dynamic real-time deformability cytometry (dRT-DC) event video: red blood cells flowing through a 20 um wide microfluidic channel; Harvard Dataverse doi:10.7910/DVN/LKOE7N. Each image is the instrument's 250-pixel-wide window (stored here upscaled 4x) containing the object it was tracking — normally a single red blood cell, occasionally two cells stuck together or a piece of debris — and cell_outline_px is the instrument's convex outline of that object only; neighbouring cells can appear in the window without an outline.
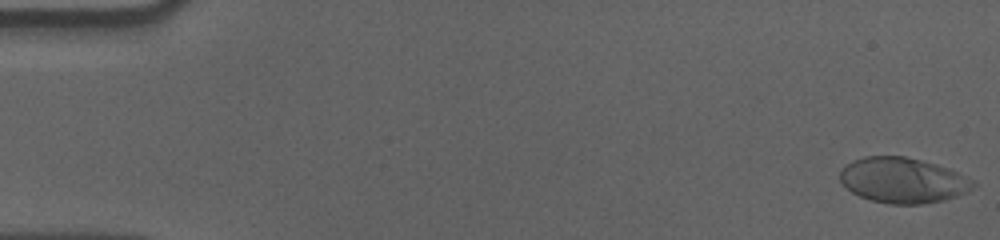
{"species": "human", "species_latin": "Homo sapiens", "temperature_condition": "cold", "stored_images_in_passage": 58, "camera_frame_rate_fps": 3000, "um_per_image_px": 0.085, "donor": {"sex": "male"}, "frame": {"image": 1, "passage_image": 1, "time_ms": 0.0, "image_size_px": [1000, 240], "cell_outline_px": [[976, 184], [968, 192], [944, 200], [920, 204], [888, 204], [872, 200], [860, 196], [852, 192], [840, 180], [840, 172], [852, 160], [864, 156], [904, 156], [936, 164], [948, 168], [972, 180]], "centroid_in_image_um": [76.74, 15.33], "position_along_channel_um": 8.3, "area_um2": 34.91}}
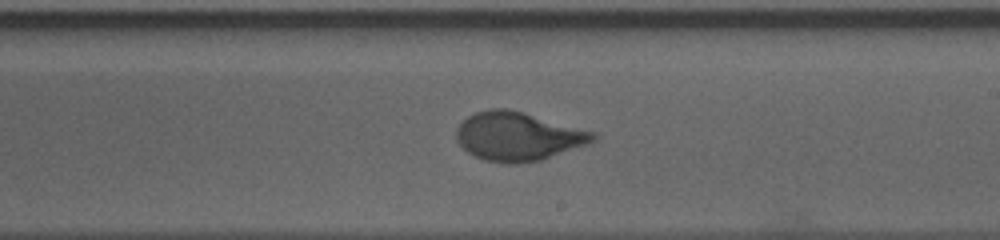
{"frame": {"image": 2, "passage_image": 34, "time_ms": 11.0, "image_size_px": [1000, 240], "cell_outline_px": [[596, 140], [588, 144], [540, 160], [520, 164], [504, 164], [484, 160], [468, 152], [456, 140], [456, 128], [468, 116], [476, 112], [488, 108], [508, 108], [524, 112], [596, 132]], "centroid_in_image_um": [44.03, 11.59], "position_along_channel_um": 245.0, "area_um2": 38.9}}
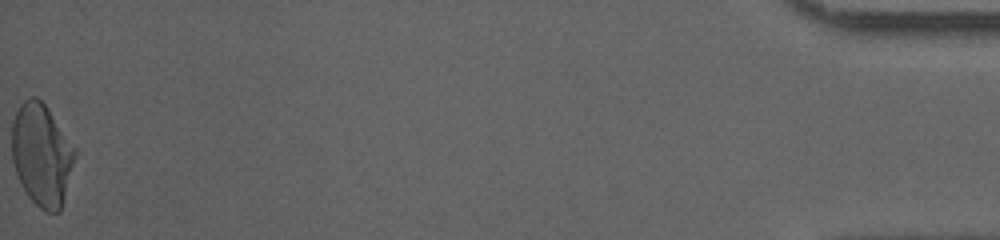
{"frame": {"image": 3, "passage_image": 58, "time_ms": 19.0, "image_size_px": [1000, 240], "cell_outline_px": [[80, 152], [60, 212], [44, 212], [28, 196], [16, 172], [12, 160], [12, 124], [16, 112], [20, 104], [24, 100], [32, 96], [36, 96], [44, 104]], "centroid_in_image_um": [3.61, 13.17], "position_along_channel_um": 431.6, "area_um2": 38.15}, "authors_computed_cell_mechanics": {"area_um2": 37.3966, "velocity_mm_per_s": 3.5485, "shape_relaxation_time_tau1_ms": 4.4924, "shape_relaxation_time_tau2_ms": null, "deformation_change_tau1": 0.1657, "deformation_change_tau2": null}}